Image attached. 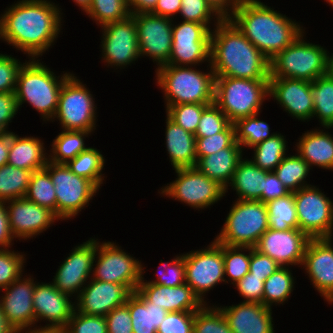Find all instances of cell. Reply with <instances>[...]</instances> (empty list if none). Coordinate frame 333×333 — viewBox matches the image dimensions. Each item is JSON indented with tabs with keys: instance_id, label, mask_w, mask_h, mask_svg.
<instances>
[{
	"instance_id": "cell-1",
	"label": "cell",
	"mask_w": 333,
	"mask_h": 333,
	"mask_svg": "<svg viewBox=\"0 0 333 333\" xmlns=\"http://www.w3.org/2000/svg\"><path fill=\"white\" fill-rule=\"evenodd\" d=\"M51 0H18L0 15V40L28 59L42 57L62 32V9Z\"/></svg>"
},
{
	"instance_id": "cell-2",
	"label": "cell",
	"mask_w": 333,
	"mask_h": 333,
	"mask_svg": "<svg viewBox=\"0 0 333 333\" xmlns=\"http://www.w3.org/2000/svg\"><path fill=\"white\" fill-rule=\"evenodd\" d=\"M210 66L215 76L269 79V59L229 19L211 30Z\"/></svg>"
},
{
	"instance_id": "cell-3",
	"label": "cell",
	"mask_w": 333,
	"mask_h": 333,
	"mask_svg": "<svg viewBox=\"0 0 333 333\" xmlns=\"http://www.w3.org/2000/svg\"><path fill=\"white\" fill-rule=\"evenodd\" d=\"M229 19L269 60L305 30L298 21L260 0H244Z\"/></svg>"
},
{
	"instance_id": "cell-4",
	"label": "cell",
	"mask_w": 333,
	"mask_h": 333,
	"mask_svg": "<svg viewBox=\"0 0 333 333\" xmlns=\"http://www.w3.org/2000/svg\"><path fill=\"white\" fill-rule=\"evenodd\" d=\"M42 59L33 58L21 66L15 88L18 109L28 103L40 115L45 123L51 122L58 108L59 95L64 81L73 73L56 75ZM47 121V122H46Z\"/></svg>"
},
{
	"instance_id": "cell-5",
	"label": "cell",
	"mask_w": 333,
	"mask_h": 333,
	"mask_svg": "<svg viewBox=\"0 0 333 333\" xmlns=\"http://www.w3.org/2000/svg\"><path fill=\"white\" fill-rule=\"evenodd\" d=\"M207 67L210 70L206 72L196 66L164 65L156 69V85L163 92L165 108L185 103H214L216 77L210 64Z\"/></svg>"
},
{
	"instance_id": "cell-6",
	"label": "cell",
	"mask_w": 333,
	"mask_h": 333,
	"mask_svg": "<svg viewBox=\"0 0 333 333\" xmlns=\"http://www.w3.org/2000/svg\"><path fill=\"white\" fill-rule=\"evenodd\" d=\"M215 77L214 103L231 123L262 112L269 99V79Z\"/></svg>"
},
{
	"instance_id": "cell-7",
	"label": "cell",
	"mask_w": 333,
	"mask_h": 333,
	"mask_svg": "<svg viewBox=\"0 0 333 333\" xmlns=\"http://www.w3.org/2000/svg\"><path fill=\"white\" fill-rule=\"evenodd\" d=\"M305 30L270 63V77L314 81L328 74L329 51L325 47L306 40Z\"/></svg>"
},
{
	"instance_id": "cell-8",
	"label": "cell",
	"mask_w": 333,
	"mask_h": 333,
	"mask_svg": "<svg viewBox=\"0 0 333 333\" xmlns=\"http://www.w3.org/2000/svg\"><path fill=\"white\" fill-rule=\"evenodd\" d=\"M234 201L214 240L228 246L254 248L269 228L266 203L254 200Z\"/></svg>"
},
{
	"instance_id": "cell-9",
	"label": "cell",
	"mask_w": 333,
	"mask_h": 333,
	"mask_svg": "<svg viewBox=\"0 0 333 333\" xmlns=\"http://www.w3.org/2000/svg\"><path fill=\"white\" fill-rule=\"evenodd\" d=\"M83 81L72 73L63 83L58 108L52 120L62 130L94 132L97 123L95 97Z\"/></svg>"
},
{
	"instance_id": "cell-10",
	"label": "cell",
	"mask_w": 333,
	"mask_h": 333,
	"mask_svg": "<svg viewBox=\"0 0 333 333\" xmlns=\"http://www.w3.org/2000/svg\"><path fill=\"white\" fill-rule=\"evenodd\" d=\"M45 169L54 184L56 216L60 221L76 218L100 190L91 180L73 173L66 164L48 161Z\"/></svg>"
},
{
	"instance_id": "cell-11",
	"label": "cell",
	"mask_w": 333,
	"mask_h": 333,
	"mask_svg": "<svg viewBox=\"0 0 333 333\" xmlns=\"http://www.w3.org/2000/svg\"><path fill=\"white\" fill-rule=\"evenodd\" d=\"M98 240L96 238L92 278L125 285L132 293L135 292L142 280V262L116 242Z\"/></svg>"
},
{
	"instance_id": "cell-12",
	"label": "cell",
	"mask_w": 333,
	"mask_h": 333,
	"mask_svg": "<svg viewBox=\"0 0 333 333\" xmlns=\"http://www.w3.org/2000/svg\"><path fill=\"white\" fill-rule=\"evenodd\" d=\"M177 178L158 192L198 211L210 208L226 196L225 188L196 167L175 169Z\"/></svg>"
},
{
	"instance_id": "cell-13",
	"label": "cell",
	"mask_w": 333,
	"mask_h": 333,
	"mask_svg": "<svg viewBox=\"0 0 333 333\" xmlns=\"http://www.w3.org/2000/svg\"><path fill=\"white\" fill-rule=\"evenodd\" d=\"M186 284L205 305L206 293L224 282L223 244L212 240L203 249L184 253Z\"/></svg>"
},
{
	"instance_id": "cell-14",
	"label": "cell",
	"mask_w": 333,
	"mask_h": 333,
	"mask_svg": "<svg viewBox=\"0 0 333 333\" xmlns=\"http://www.w3.org/2000/svg\"><path fill=\"white\" fill-rule=\"evenodd\" d=\"M299 229L310 238L333 237V201L319 187L294 192Z\"/></svg>"
},
{
	"instance_id": "cell-15",
	"label": "cell",
	"mask_w": 333,
	"mask_h": 333,
	"mask_svg": "<svg viewBox=\"0 0 333 333\" xmlns=\"http://www.w3.org/2000/svg\"><path fill=\"white\" fill-rule=\"evenodd\" d=\"M173 21L172 47L168 65L199 66L210 64L211 31L190 21Z\"/></svg>"
},
{
	"instance_id": "cell-16",
	"label": "cell",
	"mask_w": 333,
	"mask_h": 333,
	"mask_svg": "<svg viewBox=\"0 0 333 333\" xmlns=\"http://www.w3.org/2000/svg\"><path fill=\"white\" fill-rule=\"evenodd\" d=\"M101 60L111 68L125 69L140 58L135 19L130 15L122 21L101 27Z\"/></svg>"
},
{
	"instance_id": "cell-17",
	"label": "cell",
	"mask_w": 333,
	"mask_h": 333,
	"mask_svg": "<svg viewBox=\"0 0 333 333\" xmlns=\"http://www.w3.org/2000/svg\"><path fill=\"white\" fill-rule=\"evenodd\" d=\"M70 299L73 298L57 290L52 281H36L33 291L35 332H61L75 310V302ZM42 321L46 325H37Z\"/></svg>"
},
{
	"instance_id": "cell-18",
	"label": "cell",
	"mask_w": 333,
	"mask_h": 333,
	"mask_svg": "<svg viewBox=\"0 0 333 333\" xmlns=\"http://www.w3.org/2000/svg\"><path fill=\"white\" fill-rule=\"evenodd\" d=\"M135 19L140 58L149 57L156 69L168 65L172 47V18L151 13L132 15Z\"/></svg>"
},
{
	"instance_id": "cell-19",
	"label": "cell",
	"mask_w": 333,
	"mask_h": 333,
	"mask_svg": "<svg viewBox=\"0 0 333 333\" xmlns=\"http://www.w3.org/2000/svg\"><path fill=\"white\" fill-rule=\"evenodd\" d=\"M95 254V236L76 245L56 270L52 279L55 288L75 300L92 277Z\"/></svg>"
},
{
	"instance_id": "cell-20",
	"label": "cell",
	"mask_w": 333,
	"mask_h": 333,
	"mask_svg": "<svg viewBox=\"0 0 333 333\" xmlns=\"http://www.w3.org/2000/svg\"><path fill=\"white\" fill-rule=\"evenodd\" d=\"M33 275H22L8 287L1 289L2 312L8 323L17 333L35 332V312L33 309V291L35 283Z\"/></svg>"
},
{
	"instance_id": "cell-21",
	"label": "cell",
	"mask_w": 333,
	"mask_h": 333,
	"mask_svg": "<svg viewBox=\"0 0 333 333\" xmlns=\"http://www.w3.org/2000/svg\"><path fill=\"white\" fill-rule=\"evenodd\" d=\"M310 237L299 228L286 231L268 228L254 247L281 267H301Z\"/></svg>"
},
{
	"instance_id": "cell-22",
	"label": "cell",
	"mask_w": 333,
	"mask_h": 333,
	"mask_svg": "<svg viewBox=\"0 0 333 333\" xmlns=\"http://www.w3.org/2000/svg\"><path fill=\"white\" fill-rule=\"evenodd\" d=\"M333 238H311L303 257L302 269L310 285L328 304L333 303Z\"/></svg>"
},
{
	"instance_id": "cell-23",
	"label": "cell",
	"mask_w": 333,
	"mask_h": 333,
	"mask_svg": "<svg viewBox=\"0 0 333 333\" xmlns=\"http://www.w3.org/2000/svg\"><path fill=\"white\" fill-rule=\"evenodd\" d=\"M12 236L18 240H29L44 233L60 219L54 212L26 198L6 201Z\"/></svg>"
},
{
	"instance_id": "cell-24",
	"label": "cell",
	"mask_w": 333,
	"mask_h": 333,
	"mask_svg": "<svg viewBox=\"0 0 333 333\" xmlns=\"http://www.w3.org/2000/svg\"><path fill=\"white\" fill-rule=\"evenodd\" d=\"M271 97L298 122L312 120L314 106L310 81L270 77L269 99Z\"/></svg>"
},
{
	"instance_id": "cell-25",
	"label": "cell",
	"mask_w": 333,
	"mask_h": 333,
	"mask_svg": "<svg viewBox=\"0 0 333 333\" xmlns=\"http://www.w3.org/2000/svg\"><path fill=\"white\" fill-rule=\"evenodd\" d=\"M132 292L125 286L91 279L74 300L77 312L105 317L114 308L126 304Z\"/></svg>"
},
{
	"instance_id": "cell-26",
	"label": "cell",
	"mask_w": 333,
	"mask_h": 333,
	"mask_svg": "<svg viewBox=\"0 0 333 333\" xmlns=\"http://www.w3.org/2000/svg\"><path fill=\"white\" fill-rule=\"evenodd\" d=\"M219 308L233 333H275L272 308L243 301Z\"/></svg>"
},
{
	"instance_id": "cell-27",
	"label": "cell",
	"mask_w": 333,
	"mask_h": 333,
	"mask_svg": "<svg viewBox=\"0 0 333 333\" xmlns=\"http://www.w3.org/2000/svg\"><path fill=\"white\" fill-rule=\"evenodd\" d=\"M137 291L150 304L162 307L168 312L198 311L204 305L186 283L175 287L140 283Z\"/></svg>"
},
{
	"instance_id": "cell-28",
	"label": "cell",
	"mask_w": 333,
	"mask_h": 333,
	"mask_svg": "<svg viewBox=\"0 0 333 333\" xmlns=\"http://www.w3.org/2000/svg\"><path fill=\"white\" fill-rule=\"evenodd\" d=\"M320 128L305 131L298 138L295 151L309 164L311 169L314 168L313 166H317L333 171V135L330 134L328 127Z\"/></svg>"
},
{
	"instance_id": "cell-29",
	"label": "cell",
	"mask_w": 333,
	"mask_h": 333,
	"mask_svg": "<svg viewBox=\"0 0 333 333\" xmlns=\"http://www.w3.org/2000/svg\"><path fill=\"white\" fill-rule=\"evenodd\" d=\"M42 138L34 136H20L10 132V147L8 153V165L36 171L45 168L49 161Z\"/></svg>"
},
{
	"instance_id": "cell-30",
	"label": "cell",
	"mask_w": 333,
	"mask_h": 333,
	"mask_svg": "<svg viewBox=\"0 0 333 333\" xmlns=\"http://www.w3.org/2000/svg\"><path fill=\"white\" fill-rule=\"evenodd\" d=\"M165 147L173 170L196 166V138L166 115Z\"/></svg>"
},
{
	"instance_id": "cell-31",
	"label": "cell",
	"mask_w": 333,
	"mask_h": 333,
	"mask_svg": "<svg viewBox=\"0 0 333 333\" xmlns=\"http://www.w3.org/2000/svg\"><path fill=\"white\" fill-rule=\"evenodd\" d=\"M243 155L242 147L234 141L228 148L201 157L195 167L226 189L232 181L239 162L244 158Z\"/></svg>"
},
{
	"instance_id": "cell-32",
	"label": "cell",
	"mask_w": 333,
	"mask_h": 333,
	"mask_svg": "<svg viewBox=\"0 0 333 333\" xmlns=\"http://www.w3.org/2000/svg\"><path fill=\"white\" fill-rule=\"evenodd\" d=\"M267 171L256 166L249 158H243L232 178V181L225 189V193L235 191L238 200H254L262 202V191L265 185Z\"/></svg>"
},
{
	"instance_id": "cell-33",
	"label": "cell",
	"mask_w": 333,
	"mask_h": 333,
	"mask_svg": "<svg viewBox=\"0 0 333 333\" xmlns=\"http://www.w3.org/2000/svg\"><path fill=\"white\" fill-rule=\"evenodd\" d=\"M133 333H157L168 311L150 304L137 290L127 299Z\"/></svg>"
},
{
	"instance_id": "cell-34",
	"label": "cell",
	"mask_w": 333,
	"mask_h": 333,
	"mask_svg": "<svg viewBox=\"0 0 333 333\" xmlns=\"http://www.w3.org/2000/svg\"><path fill=\"white\" fill-rule=\"evenodd\" d=\"M93 134L88 131L62 130L51 142L49 161L55 164H67L88 147L86 137Z\"/></svg>"
},
{
	"instance_id": "cell-35",
	"label": "cell",
	"mask_w": 333,
	"mask_h": 333,
	"mask_svg": "<svg viewBox=\"0 0 333 333\" xmlns=\"http://www.w3.org/2000/svg\"><path fill=\"white\" fill-rule=\"evenodd\" d=\"M290 267H280L264 281L263 305L268 308L284 305L293 294L295 277Z\"/></svg>"
},
{
	"instance_id": "cell-36",
	"label": "cell",
	"mask_w": 333,
	"mask_h": 333,
	"mask_svg": "<svg viewBox=\"0 0 333 333\" xmlns=\"http://www.w3.org/2000/svg\"><path fill=\"white\" fill-rule=\"evenodd\" d=\"M99 149L88 147L85 151L79 153L74 159L69 161L67 167L76 175L91 180L99 189H101L105 175L103 168L105 157Z\"/></svg>"
},
{
	"instance_id": "cell-37",
	"label": "cell",
	"mask_w": 333,
	"mask_h": 333,
	"mask_svg": "<svg viewBox=\"0 0 333 333\" xmlns=\"http://www.w3.org/2000/svg\"><path fill=\"white\" fill-rule=\"evenodd\" d=\"M313 94V118L319 121L320 127L333 124V78L326 74L311 82Z\"/></svg>"
},
{
	"instance_id": "cell-38",
	"label": "cell",
	"mask_w": 333,
	"mask_h": 333,
	"mask_svg": "<svg viewBox=\"0 0 333 333\" xmlns=\"http://www.w3.org/2000/svg\"><path fill=\"white\" fill-rule=\"evenodd\" d=\"M287 143L286 137L278 132L271 138L252 147L251 150L254 154L250 160L263 170L274 171L287 155Z\"/></svg>"
},
{
	"instance_id": "cell-39",
	"label": "cell",
	"mask_w": 333,
	"mask_h": 333,
	"mask_svg": "<svg viewBox=\"0 0 333 333\" xmlns=\"http://www.w3.org/2000/svg\"><path fill=\"white\" fill-rule=\"evenodd\" d=\"M310 170L312 169L309 164L295 153L293 155L287 154L274 172L290 192H295L302 187L311 185L306 181L310 175Z\"/></svg>"
},
{
	"instance_id": "cell-40",
	"label": "cell",
	"mask_w": 333,
	"mask_h": 333,
	"mask_svg": "<svg viewBox=\"0 0 333 333\" xmlns=\"http://www.w3.org/2000/svg\"><path fill=\"white\" fill-rule=\"evenodd\" d=\"M270 229L286 231L299 228L294 192L266 203Z\"/></svg>"
},
{
	"instance_id": "cell-41",
	"label": "cell",
	"mask_w": 333,
	"mask_h": 333,
	"mask_svg": "<svg viewBox=\"0 0 333 333\" xmlns=\"http://www.w3.org/2000/svg\"><path fill=\"white\" fill-rule=\"evenodd\" d=\"M260 113L237 120L235 127V141L240 144L243 151L245 147L251 149L255 145L271 138L277 132L271 133L270 125L260 120Z\"/></svg>"
},
{
	"instance_id": "cell-42",
	"label": "cell",
	"mask_w": 333,
	"mask_h": 333,
	"mask_svg": "<svg viewBox=\"0 0 333 333\" xmlns=\"http://www.w3.org/2000/svg\"><path fill=\"white\" fill-rule=\"evenodd\" d=\"M32 173L8 164L1 166L0 202L25 198Z\"/></svg>"
},
{
	"instance_id": "cell-43",
	"label": "cell",
	"mask_w": 333,
	"mask_h": 333,
	"mask_svg": "<svg viewBox=\"0 0 333 333\" xmlns=\"http://www.w3.org/2000/svg\"><path fill=\"white\" fill-rule=\"evenodd\" d=\"M25 198L46 207L56 215V193L48 171L43 168L32 173Z\"/></svg>"
},
{
	"instance_id": "cell-44",
	"label": "cell",
	"mask_w": 333,
	"mask_h": 333,
	"mask_svg": "<svg viewBox=\"0 0 333 333\" xmlns=\"http://www.w3.org/2000/svg\"><path fill=\"white\" fill-rule=\"evenodd\" d=\"M223 260L225 284L231 282L230 284L235 285L249 272L251 247L223 244Z\"/></svg>"
},
{
	"instance_id": "cell-45",
	"label": "cell",
	"mask_w": 333,
	"mask_h": 333,
	"mask_svg": "<svg viewBox=\"0 0 333 333\" xmlns=\"http://www.w3.org/2000/svg\"><path fill=\"white\" fill-rule=\"evenodd\" d=\"M85 13L100 27L122 21L131 15L126 0H92Z\"/></svg>"
},
{
	"instance_id": "cell-46",
	"label": "cell",
	"mask_w": 333,
	"mask_h": 333,
	"mask_svg": "<svg viewBox=\"0 0 333 333\" xmlns=\"http://www.w3.org/2000/svg\"><path fill=\"white\" fill-rule=\"evenodd\" d=\"M209 305L211 303L195 312L193 333H233L220 305Z\"/></svg>"
},
{
	"instance_id": "cell-47",
	"label": "cell",
	"mask_w": 333,
	"mask_h": 333,
	"mask_svg": "<svg viewBox=\"0 0 333 333\" xmlns=\"http://www.w3.org/2000/svg\"><path fill=\"white\" fill-rule=\"evenodd\" d=\"M179 14L182 21L204 24L210 31L223 19L206 0H181Z\"/></svg>"
},
{
	"instance_id": "cell-48",
	"label": "cell",
	"mask_w": 333,
	"mask_h": 333,
	"mask_svg": "<svg viewBox=\"0 0 333 333\" xmlns=\"http://www.w3.org/2000/svg\"><path fill=\"white\" fill-rule=\"evenodd\" d=\"M160 263L162 266H159V271L156 273L157 277L155 280L152 279L147 281L144 278L145 266L142 267V280L140 283H154L166 287H175L186 283L184 253L176 255L168 262H163L161 259Z\"/></svg>"
},
{
	"instance_id": "cell-49",
	"label": "cell",
	"mask_w": 333,
	"mask_h": 333,
	"mask_svg": "<svg viewBox=\"0 0 333 333\" xmlns=\"http://www.w3.org/2000/svg\"><path fill=\"white\" fill-rule=\"evenodd\" d=\"M26 255L22 252L0 249V290L8 287L12 282L24 274Z\"/></svg>"
},
{
	"instance_id": "cell-50",
	"label": "cell",
	"mask_w": 333,
	"mask_h": 333,
	"mask_svg": "<svg viewBox=\"0 0 333 333\" xmlns=\"http://www.w3.org/2000/svg\"><path fill=\"white\" fill-rule=\"evenodd\" d=\"M210 104L185 103L171 105L166 115L184 130L195 135L203 110Z\"/></svg>"
},
{
	"instance_id": "cell-51",
	"label": "cell",
	"mask_w": 333,
	"mask_h": 333,
	"mask_svg": "<svg viewBox=\"0 0 333 333\" xmlns=\"http://www.w3.org/2000/svg\"><path fill=\"white\" fill-rule=\"evenodd\" d=\"M230 124L231 122L223 111L215 103H212L201 114L195 138H203L220 133Z\"/></svg>"
},
{
	"instance_id": "cell-52",
	"label": "cell",
	"mask_w": 333,
	"mask_h": 333,
	"mask_svg": "<svg viewBox=\"0 0 333 333\" xmlns=\"http://www.w3.org/2000/svg\"><path fill=\"white\" fill-rule=\"evenodd\" d=\"M235 141V127L231 123L225 130L212 136L196 139V156L197 161L204 156L217 153L218 151L228 148Z\"/></svg>"
},
{
	"instance_id": "cell-53",
	"label": "cell",
	"mask_w": 333,
	"mask_h": 333,
	"mask_svg": "<svg viewBox=\"0 0 333 333\" xmlns=\"http://www.w3.org/2000/svg\"><path fill=\"white\" fill-rule=\"evenodd\" d=\"M61 333H108L107 321L103 316L87 315L74 310Z\"/></svg>"
},
{
	"instance_id": "cell-54",
	"label": "cell",
	"mask_w": 333,
	"mask_h": 333,
	"mask_svg": "<svg viewBox=\"0 0 333 333\" xmlns=\"http://www.w3.org/2000/svg\"><path fill=\"white\" fill-rule=\"evenodd\" d=\"M196 311L168 312L157 333H193Z\"/></svg>"
},
{
	"instance_id": "cell-55",
	"label": "cell",
	"mask_w": 333,
	"mask_h": 333,
	"mask_svg": "<svg viewBox=\"0 0 333 333\" xmlns=\"http://www.w3.org/2000/svg\"><path fill=\"white\" fill-rule=\"evenodd\" d=\"M0 53V93L15 92L17 75L24 62Z\"/></svg>"
},
{
	"instance_id": "cell-56",
	"label": "cell",
	"mask_w": 333,
	"mask_h": 333,
	"mask_svg": "<svg viewBox=\"0 0 333 333\" xmlns=\"http://www.w3.org/2000/svg\"><path fill=\"white\" fill-rule=\"evenodd\" d=\"M265 278L253 276L248 272L240 281L233 285L243 297V302L263 304Z\"/></svg>"
},
{
	"instance_id": "cell-57",
	"label": "cell",
	"mask_w": 333,
	"mask_h": 333,
	"mask_svg": "<svg viewBox=\"0 0 333 333\" xmlns=\"http://www.w3.org/2000/svg\"><path fill=\"white\" fill-rule=\"evenodd\" d=\"M105 318L108 333H133L131 315L126 304L114 308Z\"/></svg>"
},
{
	"instance_id": "cell-58",
	"label": "cell",
	"mask_w": 333,
	"mask_h": 333,
	"mask_svg": "<svg viewBox=\"0 0 333 333\" xmlns=\"http://www.w3.org/2000/svg\"><path fill=\"white\" fill-rule=\"evenodd\" d=\"M280 267L281 266H279L272 258L251 247L249 272L252 273L253 276L265 278L266 280Z\"/></svg>"
},
{
	"instance_id": "cell-59",
	"label": "cell",
	"mask_w": 333,
	"mask_h": 333,
	"mask_svg": "<svg viewBox=\"0 0 333 333\" xmlns=\"http://www.w3.org/2000/svg\"><path fill=\"white\" fill-rule=\"evenodd\" d=\"M18 104L14 92L0 93V133H8L9 123L18 113Z\"/></svg>"
},
{
	"instance_id": "cell-60",
	"label": "cell",
	"mask_w": 333,
	"mask_h": 333,
	"mask_svg": "<svg viewBox=\"0 0 333 333\" xmlns=\"http://www.w3.org/2000/svg\"><path fill=\"white\" fill-rule=\"evenodd\" d=\"M283 183L278 179L274 171H267L264 189L262 191V202L267 203L270 200L290 194Z\"/></svg>"
},
{
	"instance_id": "cell-61",
	"label": "cell",
	"mask_w": 333,
	"mask_h": 333,
	"mask_svg": "<svg viewBox=\"0 0 333 333\" xmlns=\"http://www.w3.org/2000/svg\"><path fill=\"white\" fill-rule=\"evenodd\" d=\"M14 239L10 229L6 202H0V249L11 248Z\"/></svg>"
},
{
	"instance_id": "cell-62",
	"label": "cell",
	"mask_w": 333,
	"mask_h": 333,
	"mask_svg": "<svg viewBox=\"0 0 333 333\" xmlns=\"http://www.w3.org/2000/svg\"><path fill=\"white\" fill-rule=\"evenodd\" d=\"M181 0H158L155 9L151 14L156 16L168 17L172 19L180 12Z\"/></svg>"
},
{
	"instance_id": "cell-63",
	"label": "cell",
	"mask_w": 333,
	"mask_h": 333,
	"mask_svg": "<svg viewBox=\"0 0 333 333\" xmlns=\"http://www.w3.org/2000/svg\"><path fill=\"white\" fill-rule=\"evenodd\" d=\"M224 19L229 18L244 0H206Z\"/></svg>"
},
{
	"instance_id": "cell-64",
	"label": "cell",
	"mask_w": 333,
	"mask_h": 333,
	"mask_svg": "<svg viewBox=\"0 0 333 333\" xmlns=\"http://www.w3.org/2000/svg\"><path fill=\"white\" fill-rule=\"evenodd\" d=\"M131 15L139 13H151L158 0H126Z\"/></svg>"
},
{
	"instance_id": "cell-65",
	"label": "cell",
	"mask_w": 333,
	"mask_h": 333,
	"mask_svg": "<svg viewBox=\"0 0 333 333\" xmlns=\"http://www.w3.org/2000/svg\"><path fill=\"white\" fill-rule=\"evenodd\" d=\"M10 147V132L0 133V167L8 162V153Z\"/></svg>"
},
{
	"instance_id": "cell-66",
	"label": "cell",
	"mask_w": 333,
	"mask_h": 333,
	"mask_svg": "<svg viewBox=\"0 0 333 333\" xmlns=\"http://www.w3.org/2000/svg\"><path fill=\"white\" fill-rule=\"evenodd\" d=\"M0 333H17L15 329L8 323L6 317L2 312V307L0 303Z\"/></svg>"
},
{
	"instance_id": "cell-67",
	"label": "cell",
	"mask_w": 333,
	"mask_h": 333,
	"mask_svg": "<svg viewBox=\"0 0 333 333\" xmlns=\"http://www.w3.org/2000/svg\"><path fill=\"white\" fill-rule=\"evenodd\" d=\"M84 13L90 8L92 0H72Z\"/></svg>"
},
{
	"instance_id": "cell-68",
	"label": "cell",
	"mask_w": 333,
	"mask_h": 333,
	"mask_svg": "<svg viewBox=\"0 0 333 333\" xmlns=\"http://www.w3.org/2000/svg\"><path fill=\"white\" fill-rule=\"evenodd\" d=\"M328 74L333 78V53L328 55Z\"/></svg>"
},
{
	"instance_id": "cell-69",
	"label": "cell",
	"mask_w": 333,
	"mask_h": 333,
	"mask_svg": "<svg viewBox=\"0 0 333 333\" xmlns=\"http://www.w3.org/2000/svg\"><path fill=\"white\" fill-rule=\"evenodd\" d=\"M326 1L327 3H329V5H331V7H333V0H324Z\"/></svg>"
},
{
	"instance_id": "cell-70",
	"label": "cell",
	"mask_w": 333,
	"mask_h": 333,
	"mask_svg": "<svg viewBox=\"0 0 333 333\" xmlns=\"http://www.w3.org/2000/svg\"><path fill=\"white\" fill-rule=\"evenodd\" d=\"M32 333H61V332H32Z\"/></svg>"
},
{
	"instance_id": "cell-71",
	"label": "cell",
	"mask_w": 333,
	"mask_h": 333,
	"mask_svg": "<svg viewBox=\"0 0 333 333\" xmlns=\"http://www.w3.org/2000/svg\"><path fill=\"white\" fill-rule=\"evenodd\" d=\"M328 129L332 130L333 129V124L328 127Z\"/></svg>"
}]
</instances>
